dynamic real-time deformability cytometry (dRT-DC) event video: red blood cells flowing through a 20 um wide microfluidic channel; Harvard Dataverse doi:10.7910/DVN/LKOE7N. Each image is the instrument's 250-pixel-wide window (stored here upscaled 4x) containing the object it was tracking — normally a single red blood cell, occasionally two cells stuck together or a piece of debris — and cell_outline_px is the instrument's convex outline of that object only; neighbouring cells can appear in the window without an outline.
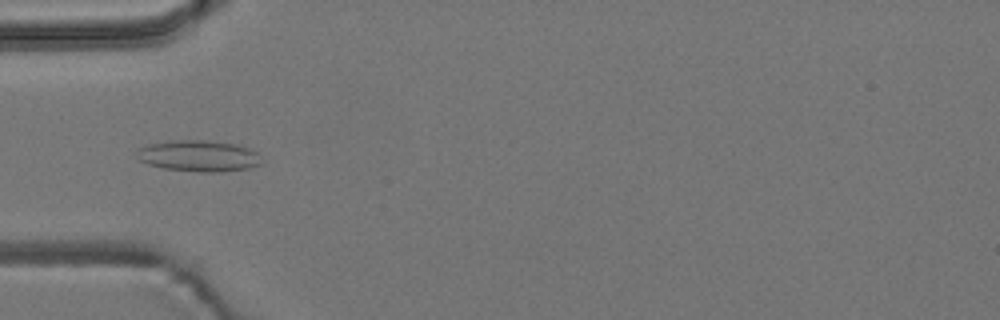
{"species": "common noctule bat (a hibernating species)", "species_latin": "Nyctalus noctula", "temperature_condition": "room temperature", "stored_images_in_passage": 8, "camera_frame_rate_fps": 3000, "um_per_image_px": 0.085, "animal": {"sex": "male", "body_mass_g": 19.2, "forearm_length_mm": 51.8}, "frame": {"image": 1, "passage_image": 6, "time_ms": 1.667, "image_size_px": [1000, 320], "cell_outline_px": [[264, 164], [248, 168], [220, 172], [196, 172], [164, 168], [148, 164], [140, 160], [136, 156], [136, 148], [148, 144], [168, 140], [208, 140], [236, 144], [248, 148], [256, 152]], "centroid_in_image_um": [16.86, 13.25], "position_along_channel_um": 68.1, "area_um2": 23.0}}
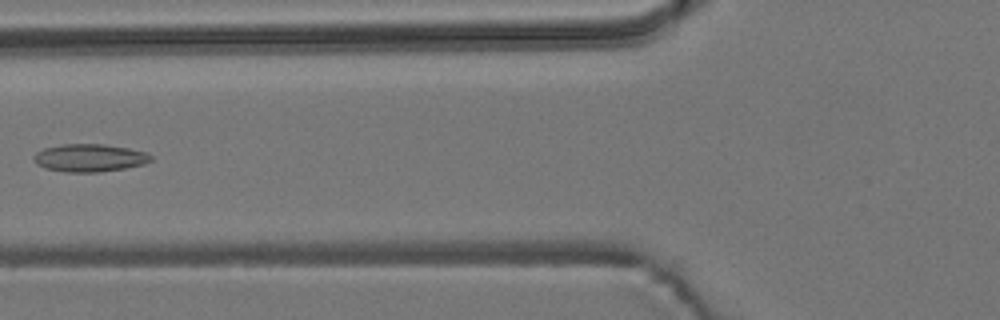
{"frame": {"image": 2, "passage_image": 7, "time_ms": 2.0, "image_size_px": [1000, 320], "cell_outline_px": [[152, 160], [144, 164], [124, 168], [100, 172], [64, 172], [44, 168], [36, 164], [32, 160], [32, 156], [36, 152], [44, 148], [64, 144], [104, 144], [128, 148], [148, 152], [152, 156]], "centroid_in_image_um": [7.59, 13.42], "position_along_channel_um": 118.2, "area_um2": 19.13}}
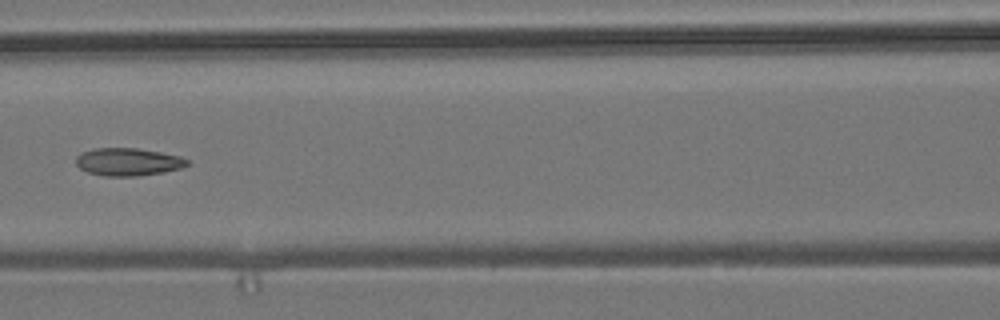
{"frame": {"image": 3, "passage_image": 8, "time_ms": 2.333, "image_size_px": [1000, 320], "cell_outline_px": [[192, 164], [180, 168], [164, 172], [136, 176], [104, 176], [88, 172], [80, 168], [76, 164], [76, 156], [80, 152], [96, 148], [136, 148], [160, 152], [180, 156], [192, 160]], "centroid_in_image_um": [10.92, 13.75], "position_along_channel_um": 155.7, "area_um2": 18.15}}